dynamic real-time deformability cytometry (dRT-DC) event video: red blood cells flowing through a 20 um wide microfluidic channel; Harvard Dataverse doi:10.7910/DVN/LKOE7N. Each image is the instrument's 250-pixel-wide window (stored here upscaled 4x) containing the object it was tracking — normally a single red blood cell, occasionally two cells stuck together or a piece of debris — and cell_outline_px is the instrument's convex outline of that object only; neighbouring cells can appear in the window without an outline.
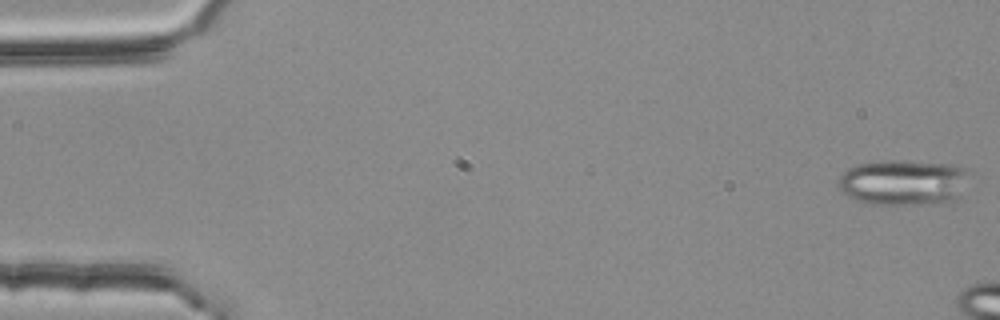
{"species": "common noctule bat (a hibernating species)", "species_latin": "Nyctalus noctula", "temperature_condition": "room temperature", "stored_images_in_passage": 16, "camera_frame_rate_fps": 3000, "um_per_image_px": 0.085, "animal": {"sex": "female", "body_mass_g": 25.1}, "frame": {"image": 1, "passage_image": 1, "time_ms": 0.0, "image_size_px": [1000, 320], "cell_outline_px": [[972, 172], [956, 200], [948, 204], [872, 204], [856, 200], [840, 192], [840, 176], [848, 168], [856, 164], [880, 160], [892, 160], [952, 164], [968, 168]], "centroid_in_image_um": [76.85, 15.5], "position_along_channel_um": 8.2, "area_um2": 35.37}}